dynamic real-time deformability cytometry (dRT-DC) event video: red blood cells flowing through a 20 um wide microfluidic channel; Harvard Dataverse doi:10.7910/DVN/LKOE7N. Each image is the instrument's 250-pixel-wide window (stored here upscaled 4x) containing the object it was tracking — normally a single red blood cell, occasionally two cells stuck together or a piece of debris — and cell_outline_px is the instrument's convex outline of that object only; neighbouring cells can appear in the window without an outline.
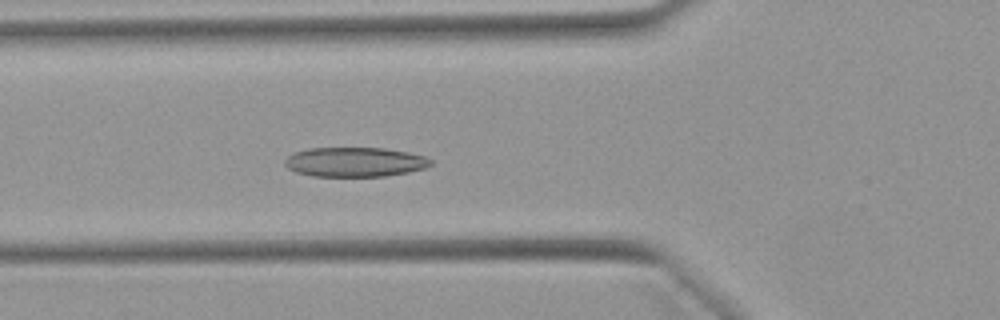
{"species": "Egyptian fruit bat (a non-hibernating species)", "species_latin": "Rousettus aegyptiacus", "temperature_condition": "warm", "stored_images_in_passage": 36, "camera_frame_rate_fps": 3000, "um_per_image_px": 0.085, "animal": {"sex": "female"}, "frame": {"image": 1, "passage_image": 6, "time_ms": 1.667, "image_size_px": [1000, 320], "cell_outline_px": [[432, 164], [424, 168], [408, 172], [384, 176], [312, 176], [296, 172], [288, 168], [284, 164], [284, 160], [288, 156], [296, 152], [308, 148], [384, 148], [408, 152], [424, 156], [432, 160]], "centroid_in_image_um": [30.15, 13.77], "position_along_channel_um": 95.6, "area_um2": 25.03}}
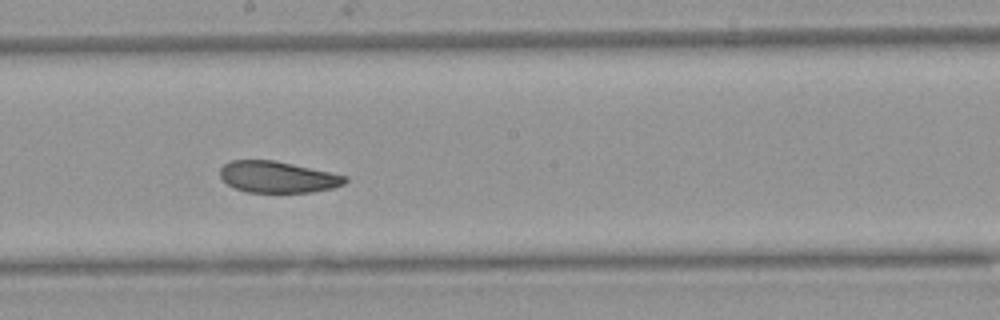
{"frame": {"image": 2, "passage_image": 16, "time_ms": 5.0, "image_size_px": [1000, 320], "cell_outline_px": [[348, 180], [344, 184], [332, 188], [312, 192], [248, 192], [236, 188], [228, 184], [220, 176], [220, 168], [224, 164], [232, 160], [276, 160], [348, 176]], "centroid_in_image_um": [23.62, 15.04], "position_along_channel_um": 224.6, "area_um2": 22.83}}
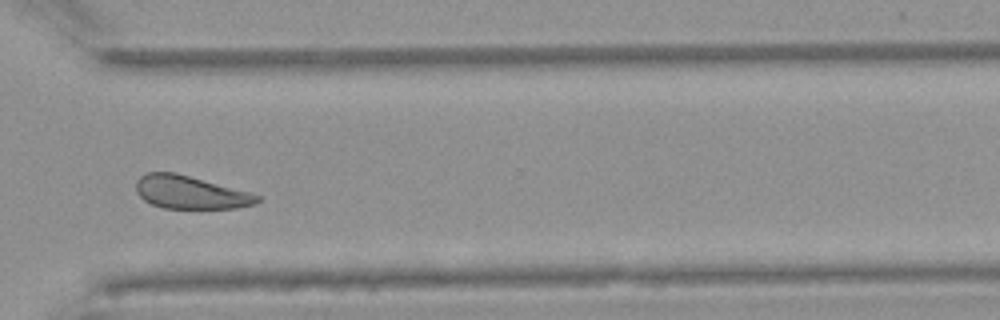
{"frame": {"image": 3, "passage_image": 26, "time_ms": 8.333, "image_size_px": [1000, 320], "cell_outline_px": [[260, 200], [256, 204], [236, 208], [164, 208], [152, 204], [144, 200], [136, 192], [136, 180], [140, 176], [148, 172], [176, 172], [248, 192], [260, 196]], "centroid_in_image_um": [16.15, 16.34], "position_along_channel_um": 354.5, "area_um2": 23.18}, "authors_computed_cell_mechanics": {"area_um2": 24.1604, "velocity_mm_per_s": 3.8888, "shape_relaxation_time_tau1_ms": 7.754, "shape_relaxation_time_tau2_ms": 3.481, "deformation_change_tau1": 0.1529, "deformation_change_tau2": 0.0953}}